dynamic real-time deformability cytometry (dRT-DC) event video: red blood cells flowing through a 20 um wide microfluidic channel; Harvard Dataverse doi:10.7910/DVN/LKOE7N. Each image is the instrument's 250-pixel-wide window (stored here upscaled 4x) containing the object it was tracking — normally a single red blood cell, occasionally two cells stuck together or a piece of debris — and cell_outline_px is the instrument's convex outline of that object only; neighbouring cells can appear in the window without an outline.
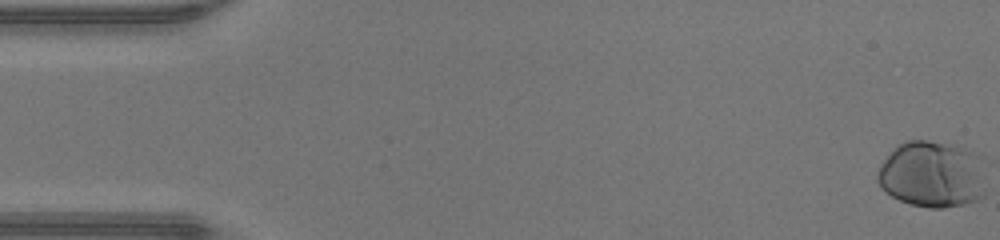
{"species": "human", "species_latin": "Homo sapiens", "temperature_condition": "warm", "stored_images_in_passage": 49, "camera_frame_rate_fps": 3000, "um_per_image_px": 0.085, "donor": {"sex": "male"}, "frame": {"image": 1, "passage_image": 1, "time_ms": 0.0, "image_size_px": [1000, 240], "cell_outline_px": [[984, 196], [976, 200], [944, 208], [928, 208], [912, 204], [900, 200], [892, 196], [880, 188], [876, 180], [876, 172], [880, 164], [896, 144], [908, 140], [928, 140], [956, 144], [980, 156], [984, 160]], "centroid_in_image_um": [79.22, 14.79], "position_along_channel_um": 5.8, "area_um2": 42.89}}
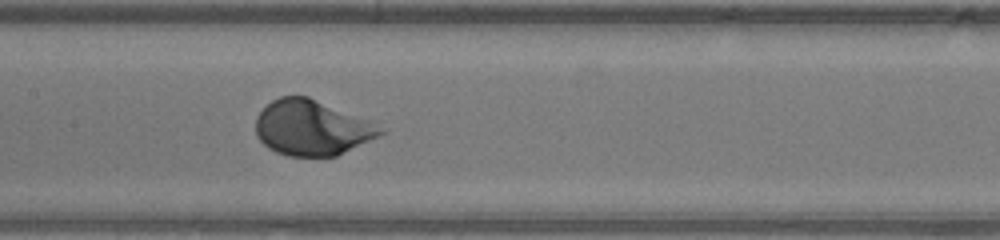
{"frame": {"image": 2, "passage_image": 24, "time_ms": 7.667, "image_size_px": [1000, 240], "cell_outline_px": [[384, 132], [336, 156], [288, 156], [276, 152], [268, 148], [256, 136], [256, 116], [272, 100], [280, 96], [308, 96], [368, 120]], "centroid_in_image_um": [26.42, 10.86], "position_along_channel_um": 181.0, "area_um2": 39.42}}
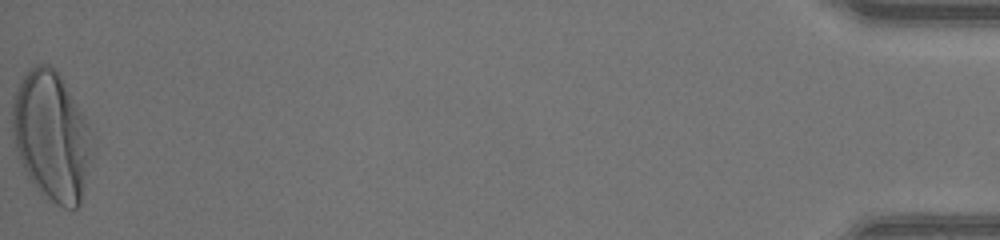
{"frame": {"image": 3, "passage_image": 49, "time_ms": 16.0, "image_size_px": [1000, 240], "cell_outline_px": [[96, 136], [80, 204], [76, 208], [64, 208], [56, 204], [36, 188], [28, 176], [16, 152], [12, 136], [12, 96], [20, 80], [36, 64], [48, 64], [60, 76]], "centroid_in_image_um": [4.39, 11.58], "position_along_channel_um": 430.8, "area_um2": 60.17}}